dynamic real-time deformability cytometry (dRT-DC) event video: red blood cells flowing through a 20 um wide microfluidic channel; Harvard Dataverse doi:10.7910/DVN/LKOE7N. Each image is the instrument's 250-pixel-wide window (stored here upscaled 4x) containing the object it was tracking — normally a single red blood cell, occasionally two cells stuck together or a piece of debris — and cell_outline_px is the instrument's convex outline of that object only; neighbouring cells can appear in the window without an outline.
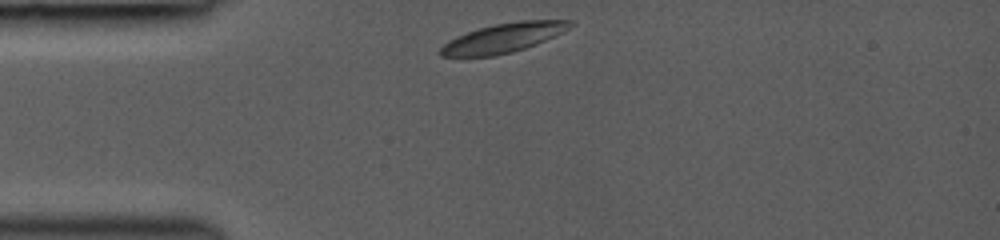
{"species": "common noctule bat (a hibernating species)", "species_latin": "Nyctalus noctula", "temperature_condition": "room temperature", "stored_images_in_passage": 30, "camera_frame_rate_fps": 3000, "um_per_image_px": 0.085, "animal": {"sex": "female", "body_mass_g": 19.0, "forearm_length_mm": 53.3}, "frame": {"image": 1, "passage_image": 1, "time_ms": 0.0, "image_size_px": [1000, 240], "cell_outline_px": [[576, 24], [536, 44], [512, 52], [496, 56], [440, 56], [436, 52], [448, 40], [456, 36], [480, 28], [496, 24], [520, 20], [572, 20]], "centroid_in_image_um": [42.75, 3.22], "position_along_channel_um": 42.3, "area_um2": 21.91}}
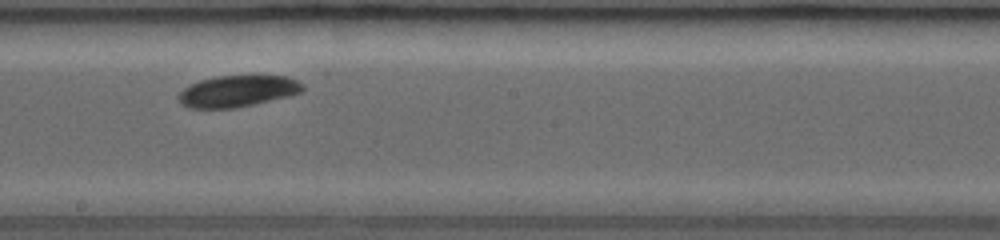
{"frame": {"image": 2, "passage_image": 16, "time_ms": 5.0, "image_size_px": [1000, 240], "cell_outline_px": [[304, 88], [300, 92], [288, 96], [236, 108], [188, 108], [180, 104], [176, 96], [184, 88], [200, 80], [216, 76], [248, 72], [256, 72], [288, 76], [304, 84]], "centroid_in_image_um": [20.22, 7.68], "position_along_channel_um": 228.0, "area_um2": 23.87}}
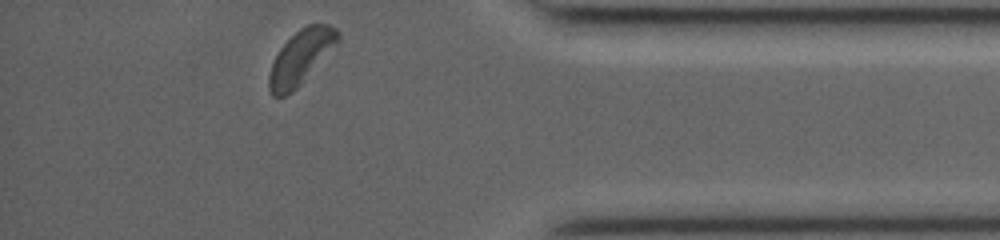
{"frame": {"image": 3, "passage_image": 30, "time_ms": 9.667, "image_size_px": [1000, 240], "cell_outline_px": [[340, 44], [292, 92], [284, 96], [272, 96], [268, 88], [268, 76], [272, 64], [280, 48], [300, 28], [308, 24], [328, 24], [336, 28], [340, 32]], "centroid_in_image_um": [25.62, 4.85], "position_along_channel_um": 409.6, "area_um2": 21.91}, "authors_computed_cell_mechanics": {"area_um2": 22.8599, "velocity_mm_per_s": 4.1847, "shape_relaxation_time_tau1_ms": 1.5605, "shape_relaxation_time_tau2_ms": null, "deformation_change_tau1": 0.0647, "deformation_change_tau2": null}}